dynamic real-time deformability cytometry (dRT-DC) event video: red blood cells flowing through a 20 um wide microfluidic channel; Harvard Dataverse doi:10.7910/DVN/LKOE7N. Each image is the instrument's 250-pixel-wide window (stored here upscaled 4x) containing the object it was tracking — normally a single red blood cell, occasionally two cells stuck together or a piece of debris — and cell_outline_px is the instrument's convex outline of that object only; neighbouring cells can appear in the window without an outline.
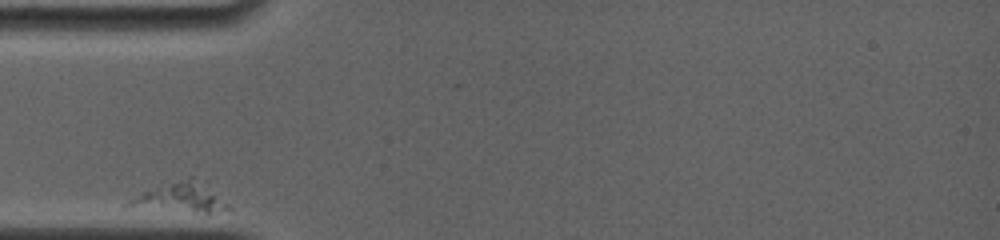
{"species": "common noctule bat (a hibernating species)", "species_latin": "Nyctalus noctula", "temperature_condition": "room temperature", "stored_images_in_passage": 6, "camera_frame_rate_fps": 4000, "um_per_image_px": 0.085, "animal": {"sex": "female", "body_mass_g": 19.0, "forearm_length_mm": 56.7}, "frame": {"image": 1, "passage_image": 1, "time_ms": 0.0, "image_size_px": [1000, 240], "cell_outline_px": [[232, 212], [192, 212], [120, 208], [120, 204], [160, 184], [188, 176], [192, 176], [228, 204], [232, 208]], "centroid_in_image_um": [15.22, 16.83], "position_along_channel_um": 69.8, "area_um2": 17.57}}
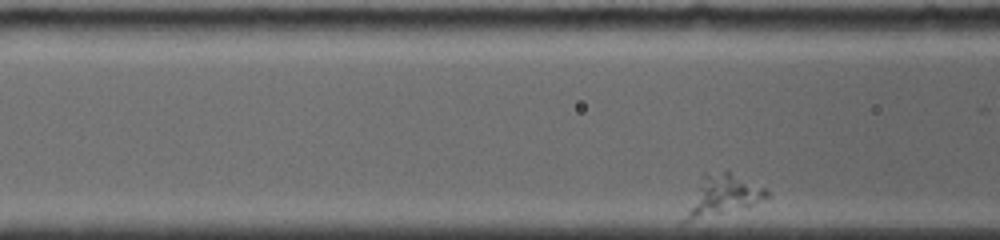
{"frame": {"image": 2, "passage_image": 6, "time_ms": 1.25, "image_size_px": [1000, 240], "cell_outline_px": [[768, 196], [752, 204], [680, 224], [700, 172], [728, 172], [764, 188], [768, 192]], "centroid_in_image_um": [61.26, 16.58], "position_along_channel_um": 105.3, "area_um2": 18.73}}